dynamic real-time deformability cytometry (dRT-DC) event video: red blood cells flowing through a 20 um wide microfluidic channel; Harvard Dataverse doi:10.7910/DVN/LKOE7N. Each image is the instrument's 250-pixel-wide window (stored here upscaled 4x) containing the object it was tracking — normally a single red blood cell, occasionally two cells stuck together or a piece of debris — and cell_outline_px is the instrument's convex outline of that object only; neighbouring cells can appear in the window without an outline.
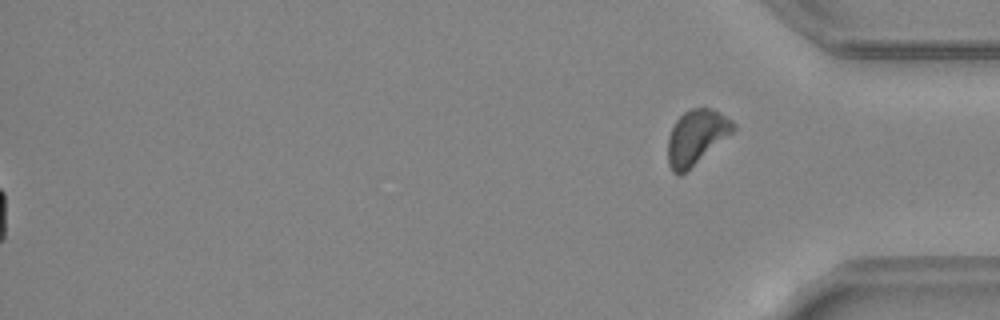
{"species": "common noctule bat (a hibernating species)", "species_latin": "Nyctalus noctula", "temperature_condition": "warm", "stored_images_in_passage": 33, "segment_of_instrument_passage": [2, 2], "camera_frame_rate_fps": 3000, "um_per_image_px": 0.085, "animal": {"sex": "female", "body_mass_g": 24.6, "forearm_length_mm": 56.2}, "frame": {"image": 1, "passage_image": 33, "time_ms": 10.667, "image_size_px": [1000, 320], "cell_outline_px": [[736, 128], [732, 132], [680, 176], [672, 172], [668, 164], [668, 136], [676, 120], [684, 112], [692, 108], [712, 108], [732, 120], [736, 124]], "centroid_in_image_um": [59.16, 11.64], "position_along_channel_um": 376.0, "area_um2": 20.46}}